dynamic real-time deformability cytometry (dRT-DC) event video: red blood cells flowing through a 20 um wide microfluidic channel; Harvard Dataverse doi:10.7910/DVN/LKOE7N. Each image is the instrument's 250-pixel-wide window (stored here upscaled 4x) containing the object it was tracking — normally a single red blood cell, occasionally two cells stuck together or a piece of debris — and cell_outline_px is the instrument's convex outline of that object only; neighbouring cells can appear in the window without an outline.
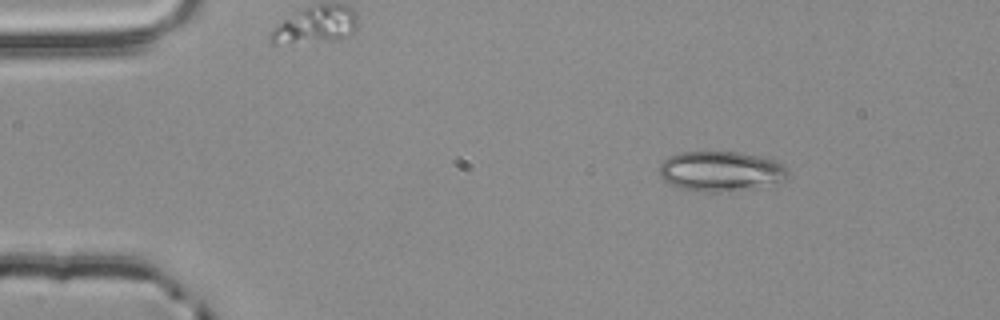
{"species": "common noctule bat (a hibernating species)", "species_latin": "Nyctalus noctula", "temperature_condition": "room temperature", "stored_images_in_passage": 3, "camera_frame_rate_fps": 3000, "um_per_image_px": 0.085, "animal": {"sex": "male", "body_mass_g": 20.4}, "frame": {"image": 1, "passage_image": 1, "time_ms": 0.0, "image_size_px": [1000, 320], "cell_outline_px": [[788, 176], [780, 180], [720, 192], [708, 192], [684, 188], [672, 184], [664, 180], [660, 176], [656, 168], [668, 156], [680, 152], [740, 152], [760, 156], [776, 160], [788, 168]], "centroid_in_image_um": [61.18, 14.5], "position_along_channel_um": 23.8, "area_um2": 29.25}}